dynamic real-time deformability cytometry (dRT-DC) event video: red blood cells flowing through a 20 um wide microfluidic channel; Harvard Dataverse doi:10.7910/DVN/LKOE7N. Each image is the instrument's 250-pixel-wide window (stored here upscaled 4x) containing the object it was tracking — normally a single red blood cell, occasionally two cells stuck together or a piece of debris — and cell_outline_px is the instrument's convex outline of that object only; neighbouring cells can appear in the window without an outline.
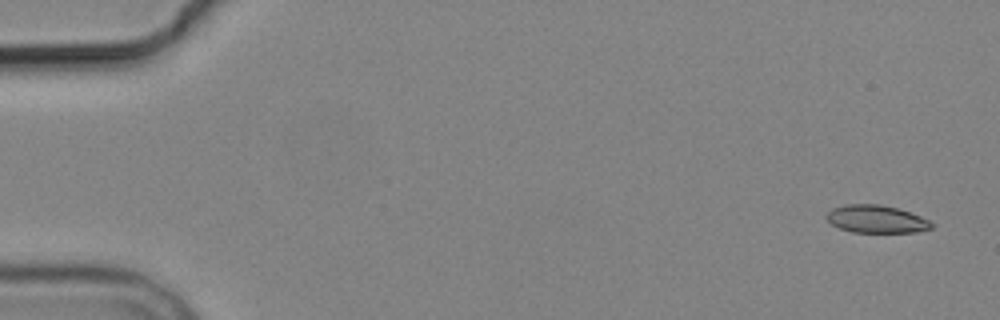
{"species": "common noctule bat (a hibernating species)", "species_latin": "Nyctalus noctula", "temperature_condition": "cold", "stored_images_in_passage": 9, "camera_frame_rate_fps": 3000, "um_per_image_px": 0.085, "animal": {"sex": "male", "body_mass_g": 19.2, "forearm_length_mm": 51.8}, "frame": {"image": 1, "passage_image": 1, "time_ms": 0.0, "image_size_px": [1000, 320], "cell_outline_px": [[936, 224], [932, 228], [916, 232], [852, 232], [840, 228], [832, 224], [824, 216], [832, 208], [844, 204], [880, 204], [896, 208], [920, 216]], "centroid_in_image_um": [74.48, 18.62], "position_along_channel_um": 10.5, "area_um2": 16.94}}
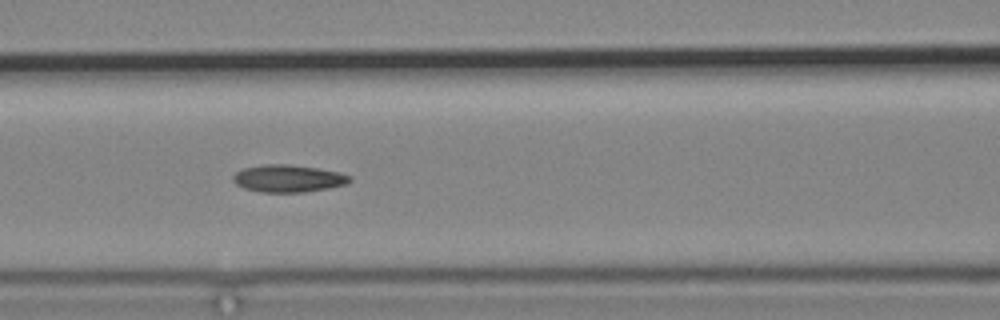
{"frame": {"image": 2, "passage_image": 7, "time_ms": 7.333, "image_size_px": [1000, 320], "cell_outline_px": [[352, 180], [344, 184], [328, 188], [304, 192], [260, 192], [244, 188], [236, 184], [232, 180], [232, 176], [236, 172], [244, 168], [264, 164], [288, 164], [316, 168], [340, 172], [352, 176]], "centroid_in_image_um": [24.48, 15.17], "position_along_channel_um": 142.1, "area_um2": 18.55}}
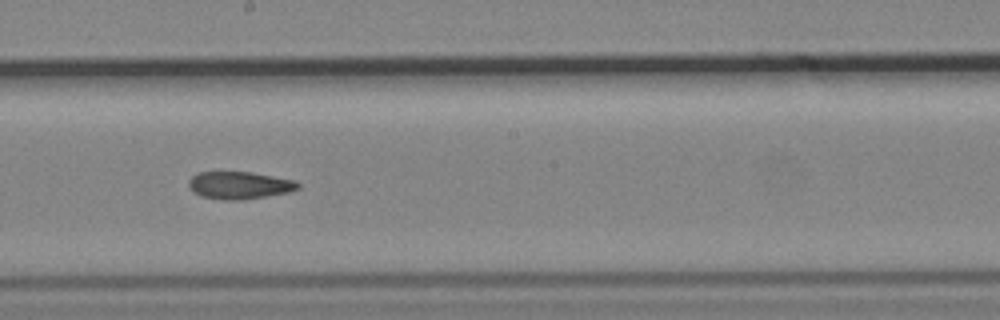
{"frame": {"image": 3, "passage_image": 9, "time_ms": 9.667, "image_size_px": [1000, 320], "cell_outline_px": [[300, 188], [288, 192], [244, 200], [224, 200], [200, 196], [192, 192], [188, 184], [188, 180], [196, 172], [252, 172], [292, 180], [300, 184]], "centroid_in_image_um": [20.3, 15.75], "position_along_channel_um": 227.9, "area_um2": 17.51}}